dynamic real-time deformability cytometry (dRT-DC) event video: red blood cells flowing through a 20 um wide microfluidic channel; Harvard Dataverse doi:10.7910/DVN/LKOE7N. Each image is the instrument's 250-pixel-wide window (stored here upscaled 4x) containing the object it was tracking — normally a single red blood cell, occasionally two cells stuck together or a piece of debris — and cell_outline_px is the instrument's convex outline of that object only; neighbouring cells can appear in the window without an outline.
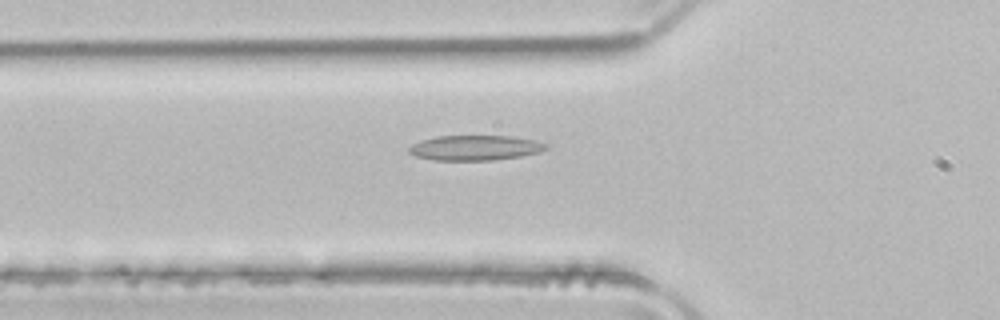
{"species": "common noctule bat (a hibernating species)", "species_latin": "Nyctalus noctula", "temperature_condition": "room temperature", "stored_images_in_passage": 36, "camera_frame_rate_fps": 3000, "um_per_image_px": 0.085, "animal": {"sex": "male", "body_mass_g": 21.5, "forearm_length_mm": 52.0}, "frame": {"image": 1, "passage_image": 3, "time_ms": 0.667, "image_size_px": [1000, 320], "cell_outline_px": [[548, 148], [540, 152], [520, 156], [492, 160], [432, 160], [416, 156], [408, 152], [408, 148], [412, 144], [420, 140], [436, 136], [512, 136], [532, 140], [548, 144]], "centroid_in_image_um": [40.35, 12.56], "position_along_channel_um": 85.4, "area_um2": 20.0}}
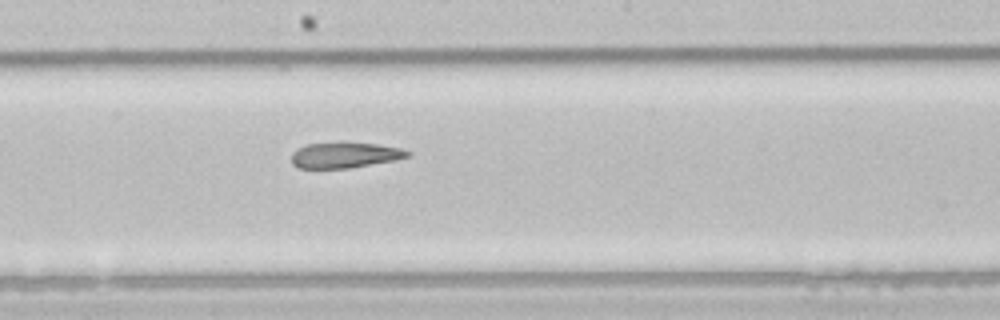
{"frame": {"image": 2, "passage_image": 13, "time_ms": 4.0, "image_size_px": [1000, 320], "cell_outline_px": [[412, 156], [396, 160], [348, 168], [300, 168], [292, 164], [292, 152], [296, 148], [308, 144], [344, 140], [380, 144], [400, 148], [412, 152]], "centroid_in_image_um": [29.34, 13.14], "position_along_channel_um": 218.9, "area_um2": 18.03}}
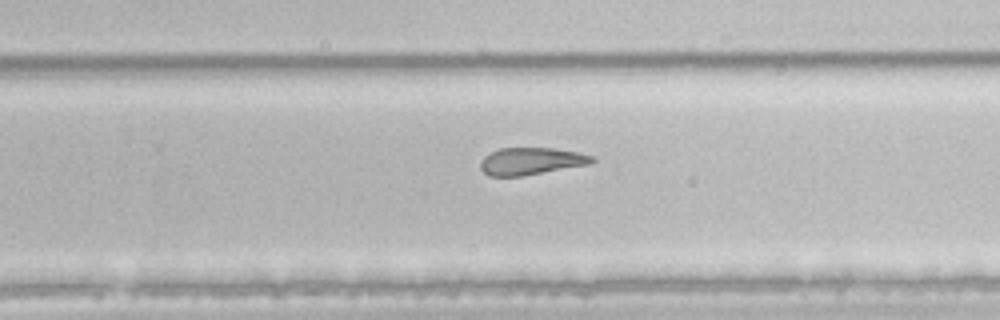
{"frame": {"image": 3, "passage_image": 18, "time_ms": 5.667, "image_size_px": [1000, 320], "cell_outline_px": [[596, 160], [588, 164], [520, 176], [488, 176], [480, 168], [480, 160], [484, 156], [500, 148], [552, 148], [576, 152], [596, 156]], "centroid_in_image_um": [45.12, 13.69], "position_along_channel_um": 284.7, "area_um2": 17.51}, "authors_computed_cell_mechanics": {"area_um2": 19.5653, "velocity_mm_per_s": 3.9792, "shape_relaxation_time_tau1_ms": null, "shape_relaxation_time_tau2_ms": 4.6232, "deformation_change_tau1": null, "deformation_change_tau2": 0.1465}}